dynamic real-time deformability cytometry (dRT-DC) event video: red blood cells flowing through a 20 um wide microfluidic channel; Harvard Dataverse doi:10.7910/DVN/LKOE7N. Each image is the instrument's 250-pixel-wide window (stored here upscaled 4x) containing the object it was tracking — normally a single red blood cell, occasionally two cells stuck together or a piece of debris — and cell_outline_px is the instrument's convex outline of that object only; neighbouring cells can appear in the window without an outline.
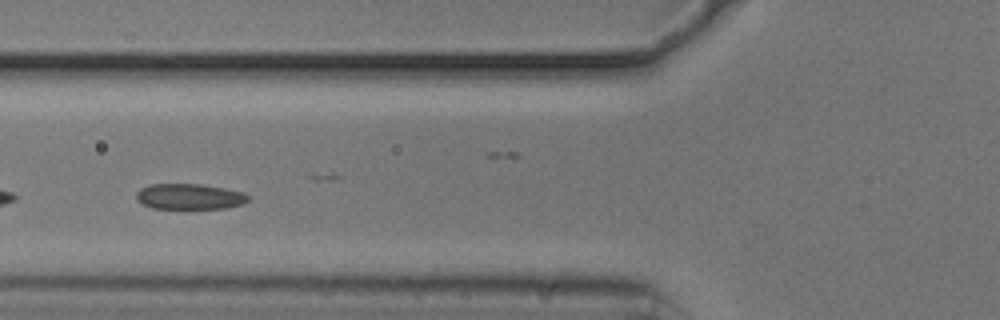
{"species": "common noctule bat (a hibernating species)", "species_latin": "Nyctalus noctula", "temperature_condition": "cold", "stored_images_in_passage": 49, "camera_frame_rate_fps": 3000, "um_per_image_px": 0.085, "animal": {"sex": "male", "body_mass_g": 20.5, "forearm_length_mm": 52.5}, "frame": {"image": 1, "passage_image": 15, "time_ms": 4.667, "image_size_px": [1000, 320], "cell_outline_px": [[248, 200], [244, 204], [224, 208], [152, 208], [136, 200], [136, 192], [140, 188], [148, 184], [204, 184], [244, 192], [248, 196]], "centroid_in_image_um": [16.1, 16.69], "position_along_channel_um": 109.7, "area_um2": 16.76}}
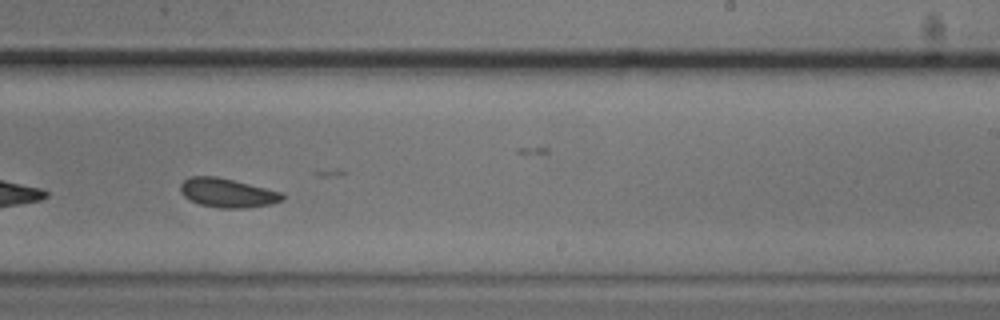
{"frame": {"image": 2, "passage_image": 28, "time_ms": 9.0, "image_size_px": [1000, 320], "cell_outline_px": [[284, 200], [272, 204], [248, 208], [220, 208], [200, 204], [184, 196], [180, 192], [180, 184], [184, 180], [192, 176], [216, 176], [284, 192]], "centroid_in_image_um": [19.37, 16.4], "position_along_channel_um": 269.6, "area_um2": 17.34}}
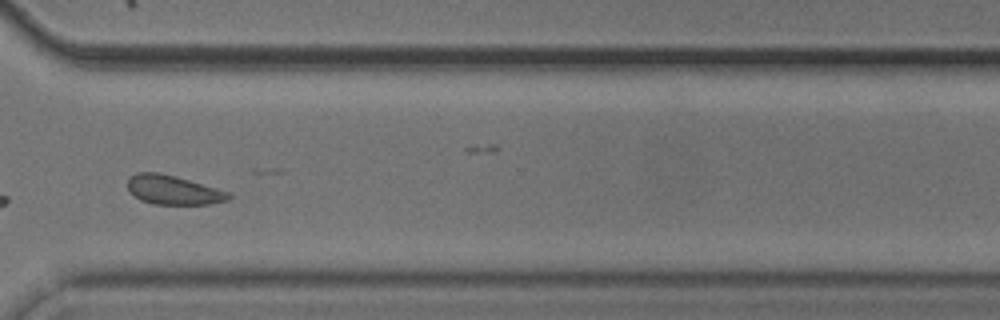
{"frame": {"image": 3, "passage_image": 35, "time_ms": 11.333, "image_size_px": [1000, 320], "cell_outline_px": [[232, 196], [228, 200], [208, 204], [156, 204], [140, 200], [128, 188], [128, 176], [136, 172], [160, 172], [176, 176], [216, 188], [228, 192]], "centroid_in_image_um": [14.7, 16.13], "position_along_channel_um": 355.9, "area_um2": 17.05}, "authors_computed_cell_mechanics": {"area_um2": 17.3978, "velocity_mm_per_s": 3.6906, "shape_relaxation_time_tau1_ms": null, "shape_relaxation_time_tau2_ms": 1.9969, "deformation_change_tau1": null, "deformation_change_tau2": 0.0812}}